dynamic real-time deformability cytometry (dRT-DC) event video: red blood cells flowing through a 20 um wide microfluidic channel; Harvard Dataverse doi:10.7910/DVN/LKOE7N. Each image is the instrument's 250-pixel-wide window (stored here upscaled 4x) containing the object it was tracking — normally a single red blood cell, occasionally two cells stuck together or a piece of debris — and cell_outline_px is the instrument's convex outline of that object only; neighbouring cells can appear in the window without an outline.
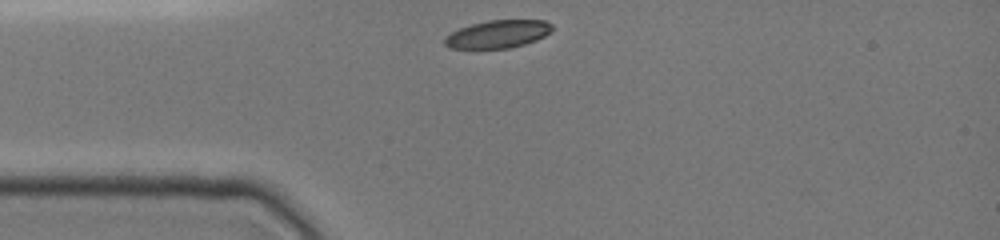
{"species": "common noctule bat (a hibernating species)", "species_latin": "Nyctalus noctula", "temperature_condition": "cold", "stored_images_in_passage": 35, "camera_frame_rate_fps": 3000, "um_per_image_px": 0.085, "animal": {"sex": "female", "body_mass_g": 19.0, "forearm_length_mm": 51.5}, "frame": {"image": 1, "passage_image": 1, "time_ms": 0.0, "image_size_px": [1000, 240], "cell_outline_px": [[552, 32], [536, 40], [524, 44], [508, 48], [448, 48], [444, 44], [444, 36], [460, 28], [472, 24], [488, 20], [544, 20], [552, 24]], "centroid_in_image_um": [42.32, 2.89], "position_along_channel_um": 42.7, "area_um2": 17.4}}
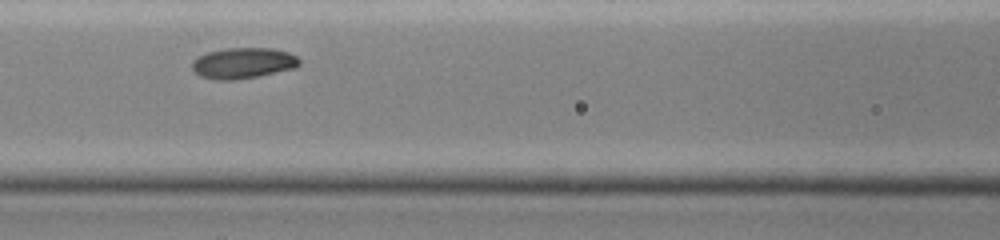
{"frame": {"image": 2, "passage_image": 17, "time_ms": 3.0, "image_size_px": [1000, 240], "cell_outline_px": [[300, 64], [296, 68], [256, 76], [232, 80], [216, 80], [200, 76], [192, 68], [192, 60], [208, 52], [224, 48], [272, 48], [288, 52], [296, 56], [300, 60]], "centroid_in_image_um": [20.67, 5.35], "position_along_channel_um": 145.9, "area_um2": 19.19}}
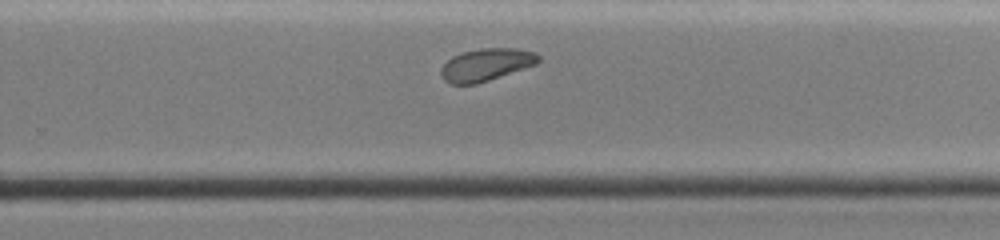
{"frame": {"image": 3, "passage_image": 35, "time_ms": 6.667, "image_size_px": [1000, 240], "cell_outline_px": [[540, 60], [536, 64], [476, 84], [448, 84], [444, 80], [440, 72], [440, 68], [452, 56], [464, 52], [480, 48], [516, 48], [536, 52], [540, 56]], "centroid_in_image_um": [41.31, 5.49], "position_along_channel_um": 288.5, "area_um2": 18.32}}